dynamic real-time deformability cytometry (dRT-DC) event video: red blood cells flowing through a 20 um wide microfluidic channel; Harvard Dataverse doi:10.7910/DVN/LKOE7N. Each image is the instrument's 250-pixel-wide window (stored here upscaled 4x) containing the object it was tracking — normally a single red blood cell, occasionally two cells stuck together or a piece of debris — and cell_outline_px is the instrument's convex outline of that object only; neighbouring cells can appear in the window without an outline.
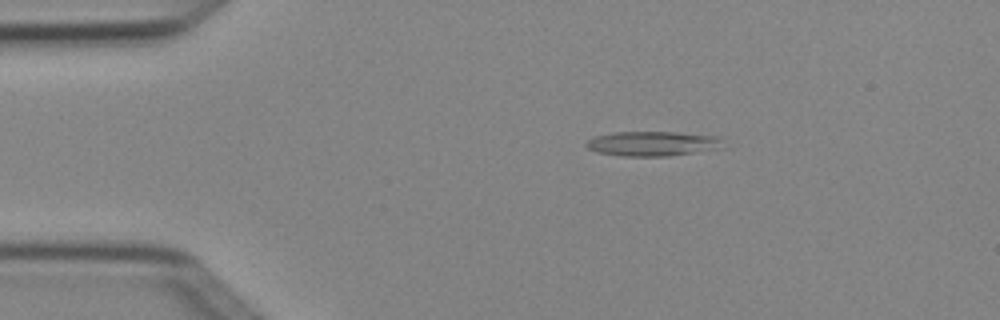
{"species": "Egyptian fruit bat (a non-hibernating species)", "species_latin": "Rousettus aegyptiacus", "temperature_condition": "cold", "stored_images_in_passage": 5, "camera_frame_rate_fps": 3000, "um_per_image_px": 0.085, "animal": {"sex": "female"}, "frame": {"image": 1, "passage_image": 2, "time_ms": 0.333, "image_size_px": [1000, 320], "cell_outline_px": [[728, 148], [668, 156], [620, 156], [596, 152], [588, 148], [584, 144], [592, 136], [616, 132], [676, 132], [716, 136], [724, 140]], "centroid_in_image_um": [55.54, 12.21], "position_along_channel_um": 29.5, "area_um2": 20.17}}
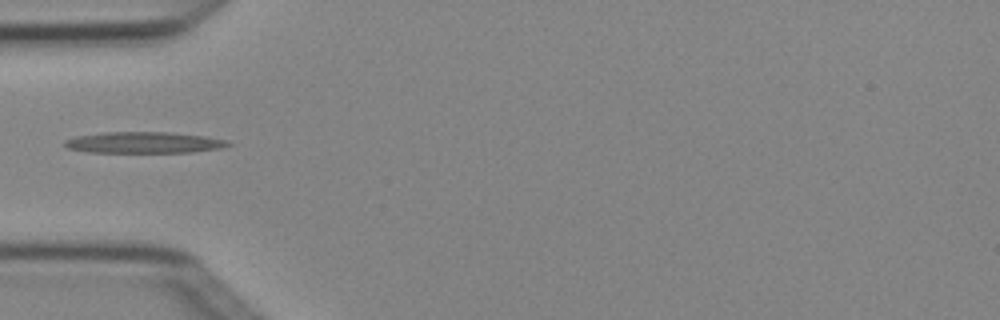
{"frame": {"image": 2, "passage_image": 4, "time_ms": 1.0, "image_size_px": [1000, 320], "cell_outline_px": [[232, 144], [224, 148], [192, 152], [88, 152], [68, 148], [64, 144], [64, 140], [76, 136], [104, 132], [168, 132], [204, 136], [228, 140]], "centroid_in_image_um": [12.26, 12.11], "position_along_channel_um": 72.7, "area_um2": 20.23}}
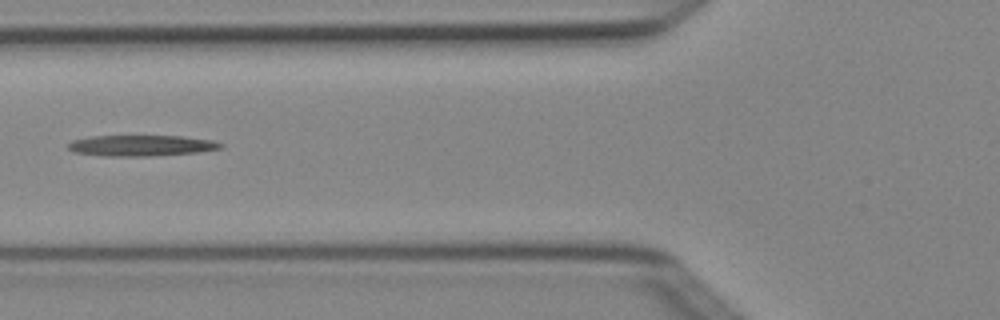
{"frame": {"image": 3, "passage_image": 5, "time_ms": 1.333, "image_size_px": [1000, 320], "cell_outline_px": [[224, 148], [196, 152], [148, 156], [104, 156], [72, 152], [68, 148], [68, 144], [72, 140], [92, 136], [180, 136], [212, 140], [224, 144]], "centroid_in_image_um": [11.99, 12.37], "position_along_channel_um": 113.8, "area_um2": 18.55}}